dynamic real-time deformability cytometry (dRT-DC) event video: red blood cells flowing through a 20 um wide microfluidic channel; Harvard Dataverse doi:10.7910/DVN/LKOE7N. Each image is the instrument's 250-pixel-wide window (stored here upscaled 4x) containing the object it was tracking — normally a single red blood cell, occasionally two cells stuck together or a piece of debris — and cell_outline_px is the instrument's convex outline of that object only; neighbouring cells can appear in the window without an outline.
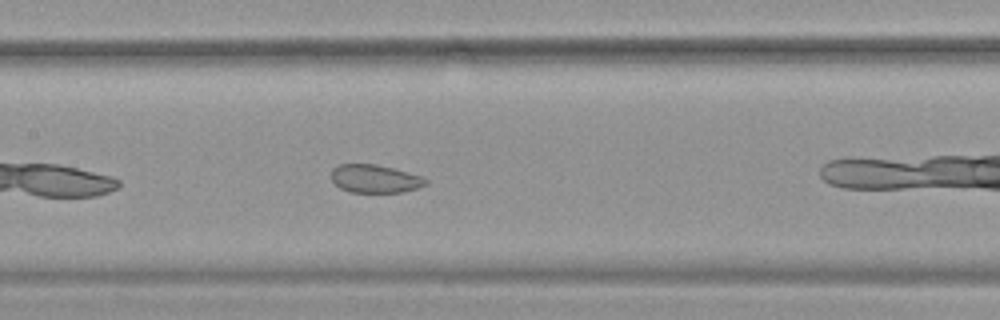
{"species": "common noctule bat (a hibernating species)", "species_latin": "Nyctalus noctula", "temperature_condition": "warm", "stored_images_in_passage": 40, "camera_frame_rate_fps": 3000, "um_per_image_px": 0.085, "animal": {"sex": "female", "body_mass_g": 19.9}, "frame": {"image": 1, "passage_image": 12, "time_ms": 3.667, "image_size_px": [1000, 320], "cell_outline_px": [[428, 184], [416, 188], [400, 192], [348, 192], [340, 188], [332, 180], [332, 168], [336, 164], [376, 164], [424, 176], [428, 180]], "centroid_in_image_um": [31.87, 15.18], "position_along_channel_um": 175.5, "area_um2": 15.55}, "authors_computed_cell_mechanics": {"area_um2": 17.4556, "velocity_mm_per_s": 3.7707, "shape_relaxation_time_tau1_ms": null, "shape_relaxation_time_tau2_ms": 1.1521, "deformation_change_tau1": null, "deformation_change_tau2": 0.0602}}